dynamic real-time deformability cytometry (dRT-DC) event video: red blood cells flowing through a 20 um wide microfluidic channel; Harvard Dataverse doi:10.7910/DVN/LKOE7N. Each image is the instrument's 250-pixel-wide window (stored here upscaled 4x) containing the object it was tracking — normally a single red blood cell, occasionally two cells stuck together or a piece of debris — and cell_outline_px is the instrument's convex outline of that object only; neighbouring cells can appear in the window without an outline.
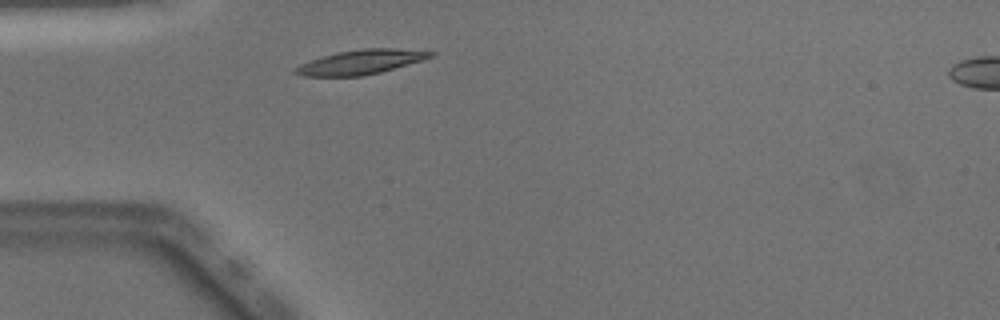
{"species": "Egyptian fruit bat (a non-hibernating species)", "species_latin": "Rousettus aegyptiacus", "temperature_condition": "warm", "stored_images_in_passage": 36, "camera_frame_rate_fps": 3000, "um_per_image_px": 0.085, "animal": {"sex": "male"}, "frame": {"image": 1, "passage_image": 1, "time_ms": 0.0, "image_size_px": [1000, 320], "cell_outline_px": [[436, 52], [432, 56], [424, 60], [380, 72], [360, 76], [304, 76], [292, 72], [300, 64], [324, 56], [340, 52], [364, 48], [396, 48]], "centroid_in_image_um": [30.7, 5.27], "position_along_channel_um": 54.3, "area_um2": 18.96}}
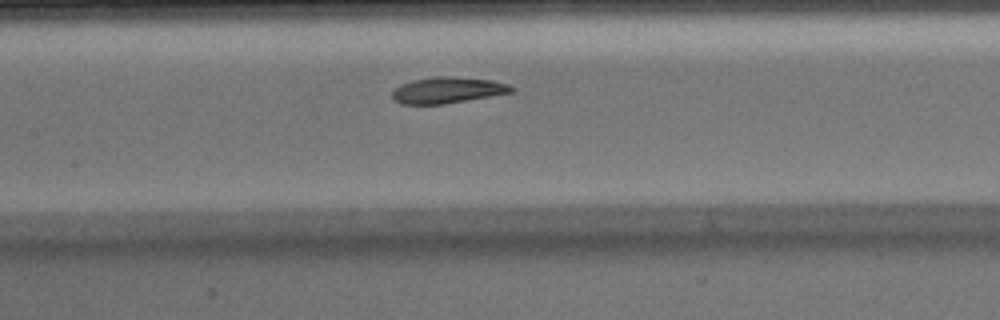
{"frame": {"image": 2, "passage_image": 10, "time_ms": 3.0, "image_size_px": [1000, 320], "cell_outline_px": [[516, 88], [512, 92], [444, 104], [400, 104], [392, 96], [392, 92], [400, 84], [412, 80], [432, 76], [456, 76], [488, 80], [508, 84]], "centroid_in_image_um": [38.02, 7.65], "position_along_channel_um": 169.4, "area_um2": 18.09}}
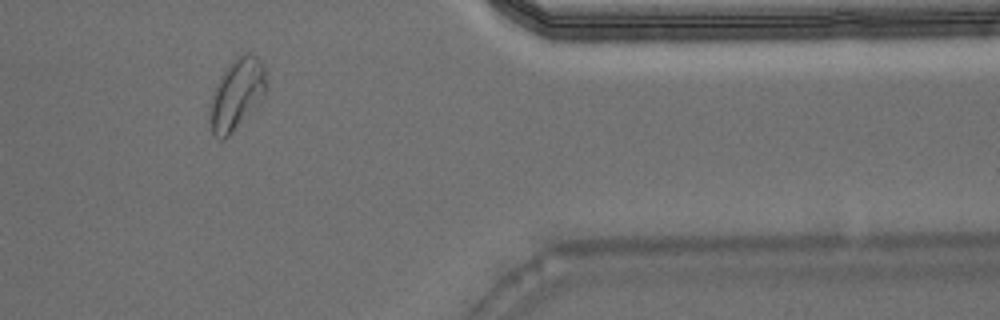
{"frame": {"image": 3, "passage_image": 28, "time_ms": 9.0, "image_size_px": [1000, 320], "cell_outline_px": [[268, 88], [264, 96], [228, 136], [224, 140], [220, 140], [212, 132], [208, 124], [208, 112], [212, 96], [220, 76], [228, 64], [236, 56], [244, 52], [252, 52], [264, 64], [268, 84]], "centroid_in_image_um": [20.12, 7.96], "position_along_channel_um": 391.3, "area_um2": 23.64}, "authors_computed_cell_mechanics": {"area_um2": 18.9006, "velocity_mm_per_s": 4.0582, "shape_relaxation_time_tau1_ms": 4.1029, "shape_relaxation_time_tau2_ms": 2.3512, "deformation_change_tau1": 0.1582, "deformation_change_tau2": 0.0853}}